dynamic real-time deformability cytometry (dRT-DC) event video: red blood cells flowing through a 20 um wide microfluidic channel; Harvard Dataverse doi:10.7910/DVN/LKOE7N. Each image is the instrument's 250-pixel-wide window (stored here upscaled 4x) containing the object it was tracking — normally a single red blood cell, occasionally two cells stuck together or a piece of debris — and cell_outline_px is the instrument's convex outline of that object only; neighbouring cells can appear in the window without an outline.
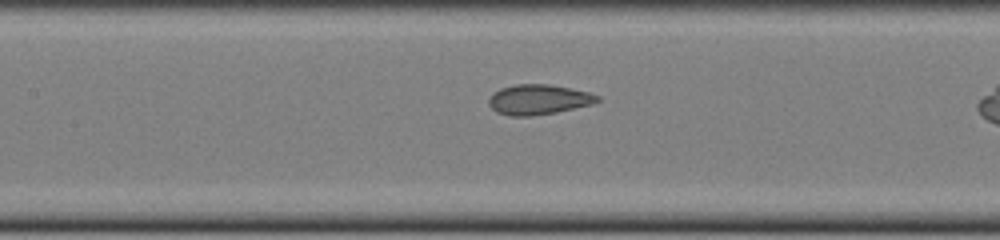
{"species": "common noctule bat (a hibernating species)", "species_latin": "Nyctalus noctula", "temperature_condition": "cold", "stored_images_in_passage": 35, "camera_frame_rate_fps": 3000, "um_per_image_px": 0.085, "animal": {"sex": "female", "body_mass_g": 22.0, "forearm_length_mm": 56.7}, "frame": {"image": 1, "passage_image": 16, "time_ms": 5.0, "image_size_px": [1000, 240], "cell_outline_px": [[600, 100], [592, 104], [556, 112], [532, 116], [508, 116], [496, 112], [488, 104], [488, 100], [492, 92], [500, 88], [516, 84], [548, 84], [588, 92], [600, 96]], "centroid_in_image_um": [45.73, 8.46], "position_along_channel_um": 161.7, "area_um2": 19.07}}
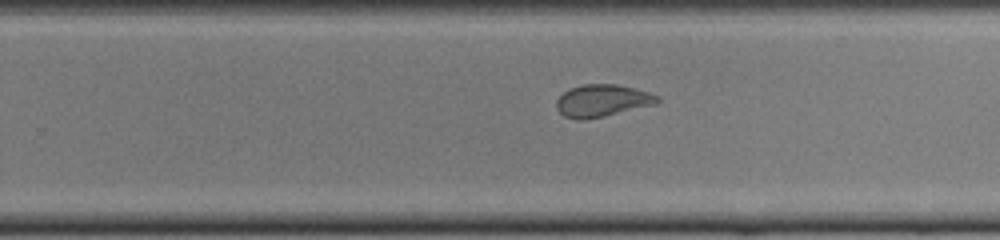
{"frame": {"image": 2, "passage_image": 25, "time_ms": 8.0, "image_size_px": [1000, 240], "cell_outline_px": [[660, 100], [656, 104], [604, 116], [584, 120], [576, 120], [564, 116], [556, 108], [556, 100], [564, 92], [572, 88], [584, 84], [616, 84], [648, 92], [660, 96]], "centroid_in_image_um": [51.18, 8.56], "position_along_channel_um": 278.6, "area_um2": 18.84}}